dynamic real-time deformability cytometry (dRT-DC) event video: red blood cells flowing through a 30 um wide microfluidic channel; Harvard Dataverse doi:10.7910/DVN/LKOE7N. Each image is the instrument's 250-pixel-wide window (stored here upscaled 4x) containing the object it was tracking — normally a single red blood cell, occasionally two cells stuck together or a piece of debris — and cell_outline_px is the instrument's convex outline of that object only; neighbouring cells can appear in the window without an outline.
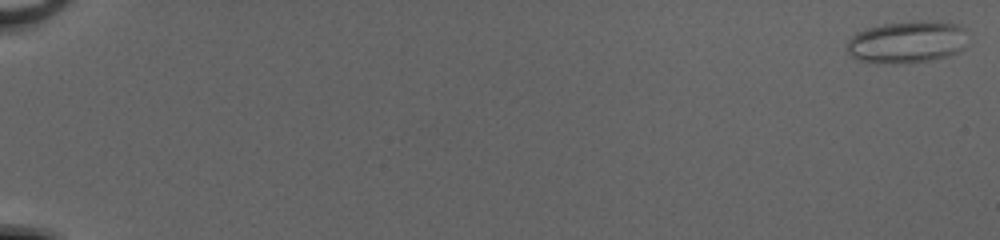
{"species": "common noctule bat (a hibernating species)", "species_latin": "Nyctalus noctula", "temperature_condition": "cold", "stored_images_in_passage": 52, "camera_frame_rate_fps": 3000, "um_per_image_px": 0.085, "animal": {"sex": "female", "body_mass_g": 20.0, "forearm_length_mm": 54.0}, "frame": {"image": 1, "passage_image": 1, "time_ms": 0.0, "image_size_px": [1000, 240], "cell_outline_px": [[968, 44], [960, 52], [948, 56], [932, 60], [892, 64], [876, 64], [856, 60], [844, 48], [848, 40], [856, 32], [868, 28], [884, 24], [916, 20], [924, 20], [956, 24], [964, 28]], "centroid_in_image_um": [77.09, 3.59], "position_along_channel_um": 7.9, "area_um2": 30.29}}
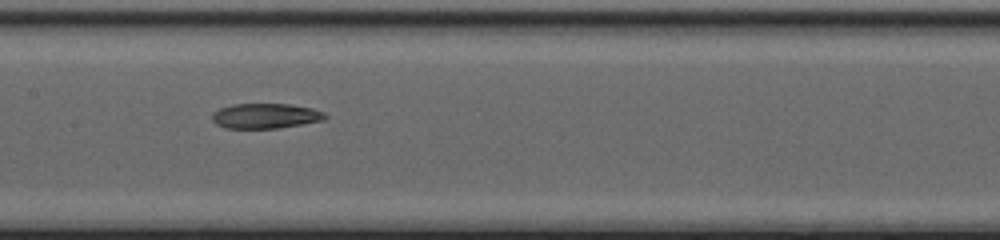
{"frame": {"image": 2, "passage_image": 29, "time_ms": 9.333, "image_size_px": [1000, 240], "cell_outline_px": [[328, 116], [324, 120], [304, 124], [280, 128], [224, 128], [216, 124], [212, 120], [212, 112], [220, 108], [232, 104], [288, 104], [312, 108], [324, 112]], "centroid_in_image_um": [22.57, 9.86], "position_along_channel_um": 184.8, "area_um2": 16.65}}
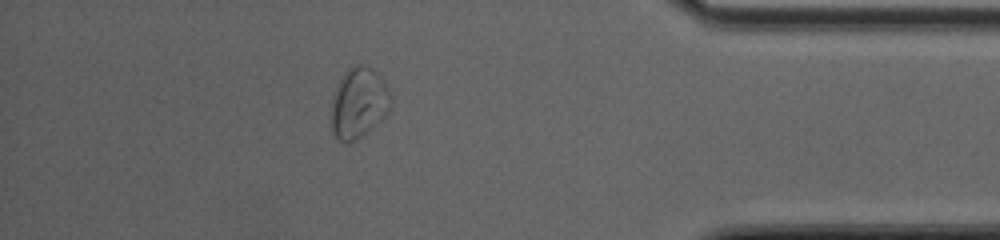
{"frame": {"image": 3, "passage_image": 47, "time_ms": 15.333, "image_size_px": [1000, 240], "cell_outline_px": [[392, 100], [388, 112], [364, 136], [348, 144], [344, 144], [332, 132], [332, 96], [344, 72], [352, 64], [364, 64], [372, 68], [384, 80], [392, 96]], "centroid_in_image_um": [30.5, 8.75], "position_along_channel_um": 404.7, "area_um2": 24.8}, "authors_computed_cell_mechanics": {"area_um2": 21.386, "velocity_mm_per_s": 4.1353, "shape_relaxation_time_tau1_ms": null, "shape_relaxation_time_tau2_ms": 4.5516, "deformation_change_tau1": null, "deformation_change_tau2": 0.1115}}